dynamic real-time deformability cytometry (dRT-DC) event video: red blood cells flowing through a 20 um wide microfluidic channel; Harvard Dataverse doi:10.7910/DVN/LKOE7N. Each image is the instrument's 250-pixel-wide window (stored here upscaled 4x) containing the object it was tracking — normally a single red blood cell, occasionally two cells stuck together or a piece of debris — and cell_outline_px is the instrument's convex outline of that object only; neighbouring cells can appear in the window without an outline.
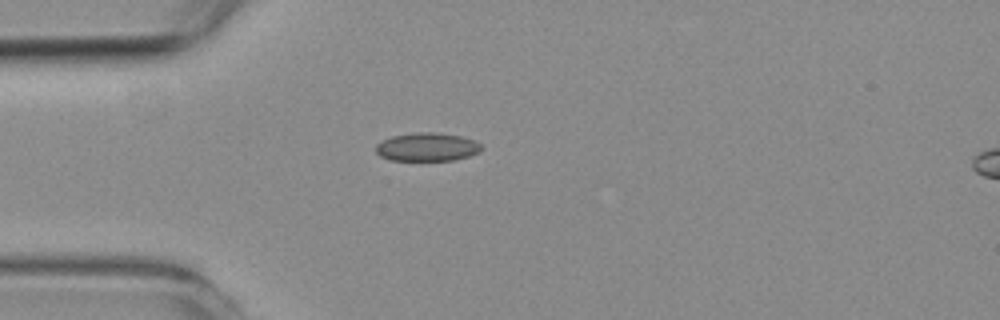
{"species": "common noctule bat (a hibernating species)", "species_latin": "Nyctalus noctula", "temperature_condition": "room temperature", "stored_images_in_passage": 55, "camera_frame_rate_fps": 3000, "um_per_image_px": 0.085, "animal": {"sex": "female", "body_mass_g": 19.3, "forearm_length_mm": 54.1}, "frame": {"image": 1, "passage_image": 14, "time_ms": 4.333, "image_size_px": [1000, 320], "cell_outline_px": [[480, 148], [476, 152], [468, 156], [452, 160], [388, 160], [380, 156], [376, 152], [376, 144], [392, 136], [416, 132], [436, 132], [460, 136], [472, 140], [480, 144]], "centroid_in_image_um": [36.24, 12.49], "position_along_channel_um": 48.8, "area_um2": 17.17}}
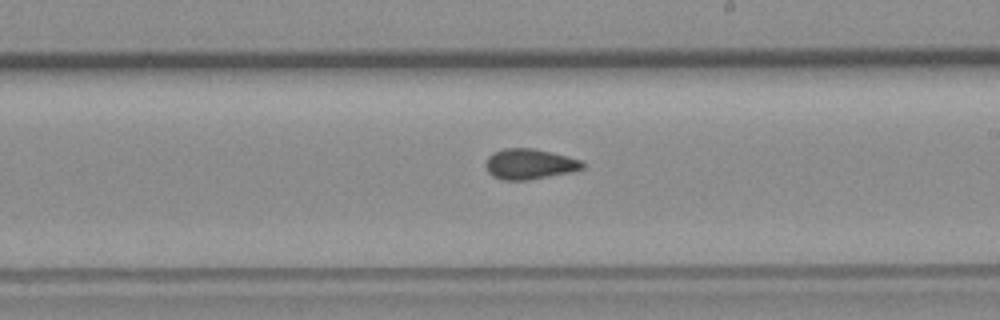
{"frame": {"image": 2, "passage_image": 31, "time_ms": 10.0, "image_size_px": [1000, 320], "cell_outline_px": [[584, 168], [572, 172], [528, 180], [504, 180], [492, 176], [488, 172], [484, 164], [488, 156], [492, 152], [504, 148], [532, 148], [568, 156], [580, 160], [584, 164]], "centroid_in_image_um": [44.98, 13.94], "position_along_channel_um": 244.0, "area_um2": 17.28}}
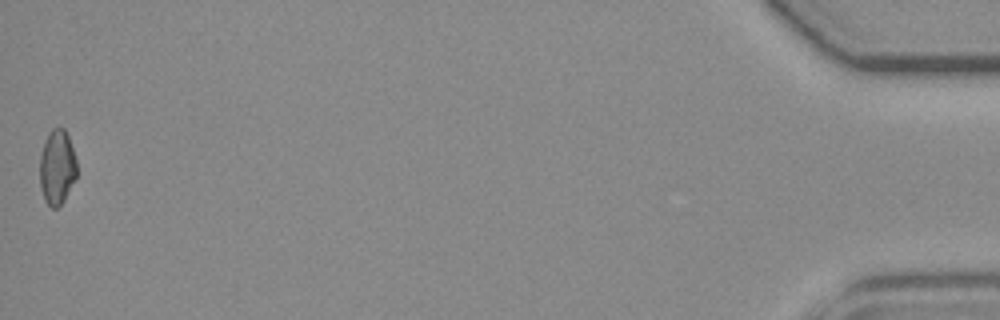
{"frame": {"image": 3, "passage_image": 55, "time_ms": 18.0, "image_size_px": [1000, 320], "cell_outline_px": [[76, 176], [64, 200], [56, 208], [52, 208], [44, 200], [40, 188], [40, 156], [44, 140], [48, 132], [52, 128], [64, 128], [68, 136], [76, 160]], "centroid_in_image_um": [4.83, 14.2], "position_along_channel_um": 430.4, "area_um2": 16.07}, "authors_computed_cell_mechanics": {"area_um2": 16.9354, "velocity_mm_per_s": 3.6397, "shape_relaxation_time_tau1_ms": null, "shape_relaxation_time_tau2_ms": 3.9249, "deformation_change_tau1": null, "deformation_change_tau2": 0.0835}}